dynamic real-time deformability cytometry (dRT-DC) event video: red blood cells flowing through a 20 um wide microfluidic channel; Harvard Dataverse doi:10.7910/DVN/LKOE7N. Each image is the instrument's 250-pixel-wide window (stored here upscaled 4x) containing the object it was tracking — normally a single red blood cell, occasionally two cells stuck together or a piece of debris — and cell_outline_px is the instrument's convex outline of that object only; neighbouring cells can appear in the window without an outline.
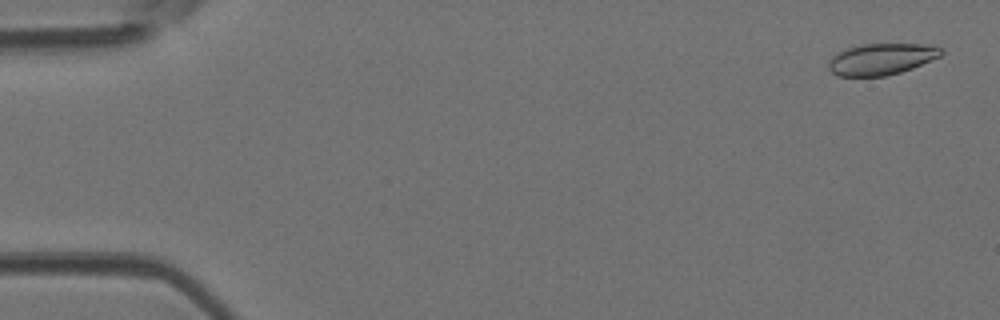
{"species": "Egyptian fruit bat (a non-hibernating species)", "species_latin": "Rousettus aegyptiacus", "temperature_condition": "room temperature", "stored_images_in_passage": 6, "camera_frame_rate_fps": 3000, "um_per_image_px": 0.085, "animal": {"sex": "female"}, "frame": {"image": 1, "passage_image": 1, "time_ms": 0.0, "image_size_px": [1000, 320], "cell_outline_px": [[944, 52], [940, 56], [912, 68], [900, 72], [884, 76], [836, 76], [828, 68], [828, 64], [832, 56], [848, 48], [860, 44], [924, 44], [944, 48]], "centroid_in_image_um": [74.92, 5.02], "position_along_channel_um": 10.1, "area_um2": 20.52}}
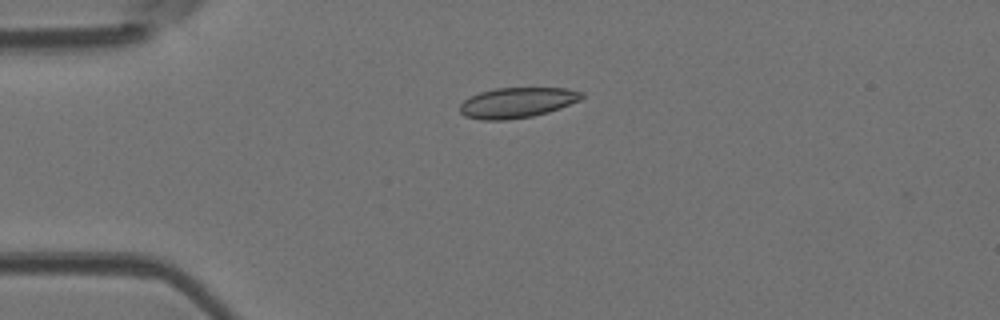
{"frame": {"image": 2, "passage_image": 4, "time_ms": 1.0, "image_size_px": [1000, 320], "cell_outline_px": [[584, 96], [580, 100], [560, 108], [548, 112], [532, 116], [508, 120], [480, 120], [464, 116], [460, 112], [460, 104], [464, 100], [480, 92], [496, 88], [568, 88], [584, 92]], "centroid_in_image_um": [43.96, 8.73], "position_along_channel_um": 41.0, "area_um2": 21.62}}
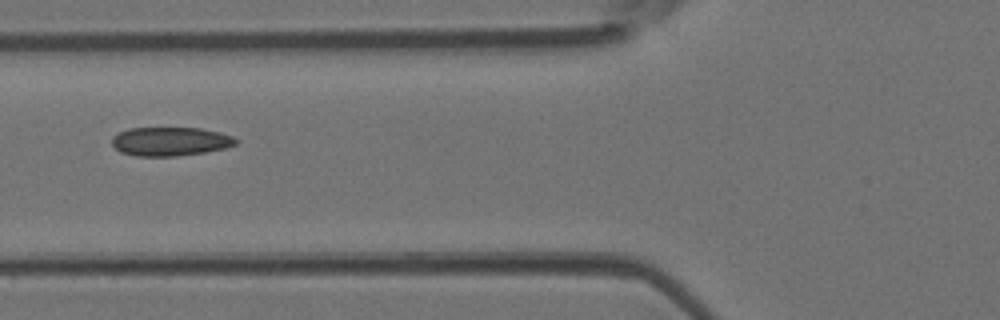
{"frame": {"image": 3, "passage_image": 6, "time_ms": 1.667, "image_size_px": [1000, 320], "cell_outline_px": [[240, 140], [236, 144], [224, 148], [204, 152], [176, 156], [136, 156], [120, 152], [112, 144], [112, 136], [128, 128], [200, 128], [220, 132], [232, 136]], "centroid_in_image_um": [14.47, 12.02], "position_along_channel_um": 111.3, "area_um2": 20.81}}